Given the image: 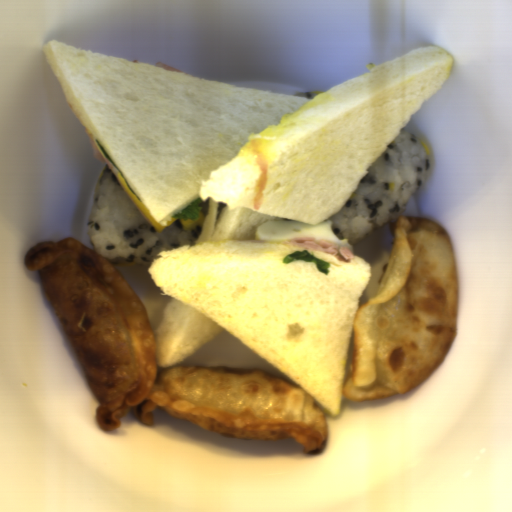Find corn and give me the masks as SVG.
Instances as JSON below:
<instances>
[{
  "label": "corn",
  "mask_w": 512,
  "mask_h": 512,
  "mask_svg": "<svg viewBox=\"0 0 512 512\" xmlns=\"http://www.w3.org/2000/svg\"><path fill=\"white\" fill-rule=\"evenodd\" d=\"M206 218L202 215L201 211H199L198 219L197 220H181L180 223L183 228V230L190 231L198 228L199 226H203Z\"/></svg>",
  "instance_id": "obj_1"
},
{
  "label": "corn",
  "mask_w": 512,
  "mask_h": 512,
  "mask_svg": "<svg viewBox=\"0 0 512 512\" xmlns=\"http://www.w3.org/2000/svg\"><path fill=\"white\" fill-rule=\"evenodd\" d=\"M420 143L422 144L426 154L431 155V150H430L429 146L424 141H421Z\"/></svg>",
  "instance_id": "obj_2"
},
{
  "label": "corn",
  "mask_w": 512,
  "mask_h": 512,
  "mask_svg": "<svg viewBox=\"0 0 512 512\" xmlns=\"http://www.w3.org/2000/svg\"><path fill=\"white\" fill-rule=\"evenodd\" d=\"M324 92H326V91H312V92H310V93H312V94H318V95H321V94H323Z\"/></svg>",
  "instance_id": "obj_3"
}]
</instances>
